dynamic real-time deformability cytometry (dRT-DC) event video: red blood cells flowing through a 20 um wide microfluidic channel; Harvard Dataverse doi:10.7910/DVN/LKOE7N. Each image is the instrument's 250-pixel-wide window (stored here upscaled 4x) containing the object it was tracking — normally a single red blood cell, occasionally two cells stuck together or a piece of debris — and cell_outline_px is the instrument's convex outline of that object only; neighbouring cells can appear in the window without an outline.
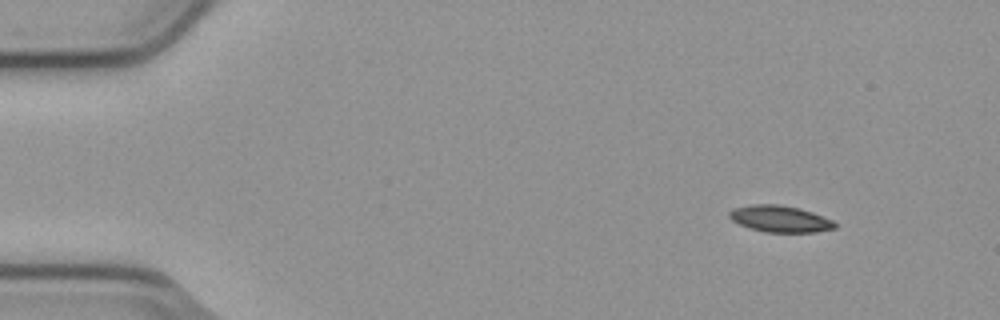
{"species": "common noctule bat (a hibernating species)", "species_latin": "Nyctalus noctula", "temperature_condition": "cold", "stored_images_in_passage": 3, "camera_frame_rate_fps": 3000, "um_per_image_px": 0.085, "animal": {"sex": "male", "body_mass_g": 23.1, "forearm_length_mm": 52.7}, "frame": {"image": 1, "passage_image": 1, "time_ms": 0.0, "image_size_px": [1000, 320], "cell_outline_px": [[836, 228], [816, 232], [764, 232], [740, 224], [732, 220], [728, 216], [728, 212], [732, 208], [752, 204], [780, 204], [800, 208], [812, 212], [832, 220], [836, 224]], "centroid_in_image_um": [66.29, 18.59], "position_along_channel_um": 18.7, "area_um2": 16.36}}